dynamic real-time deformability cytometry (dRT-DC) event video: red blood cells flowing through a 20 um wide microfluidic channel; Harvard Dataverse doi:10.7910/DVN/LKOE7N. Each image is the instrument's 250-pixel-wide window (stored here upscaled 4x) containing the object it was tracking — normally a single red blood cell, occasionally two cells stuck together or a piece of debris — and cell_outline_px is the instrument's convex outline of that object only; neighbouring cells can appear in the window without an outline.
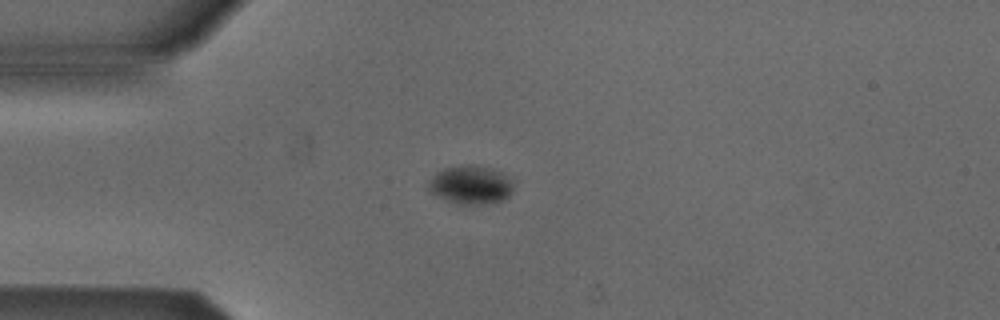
{"species": "Egyptian fruit bat (a non-hibernating species)", "species_latin": "Rousettus aegyptiacus", "temperature_condition": "cold", "stored_images_in_passage": 5, "camera_frame_rate_fps": 3000, "um_per_image_px": 0.085, "animal": {"sex": "male"}, "frame": {"image": 1, "passage_image": 3, "time_ms": 3.333, "image_size_px": [1000, 320], "cell_outline_px": [[512, 192], [504, 200], [496, 204], [456, 204], [432, 192], [428, 188], [428, 180], [436, 172], [444, 168], [464, 164], [472, 164], [492, 168], [500, 172], [512, 180]], "centroid_in_image_um": [40.03, 15.71], "position_along_channel_um": 45.0, "area_um2": 19.25}}
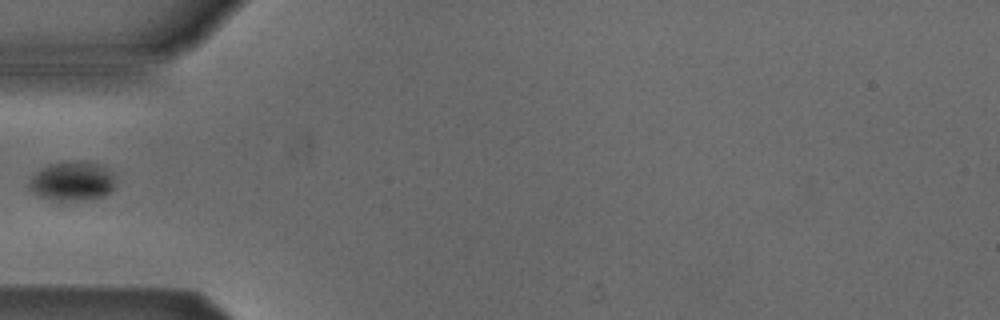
{"frame": {"image": 2, "passage_image": 4, "time_ms": 4.667, "image_size_px": [1000, 320], "cell_outline_px": [[116, 184], [112, 192], [104, 196], [72, 200], [52, 200], [40, 196], [32, 192], [28, 188], [28, 180], [40, 168], [48, 164], [60, 160], [84, 160], [104, 164], [116, 172]], "centroid_in_image_um": [6.2, 15.33], "position_along_channel_um": 78.8, "area_um2": 20.75}}
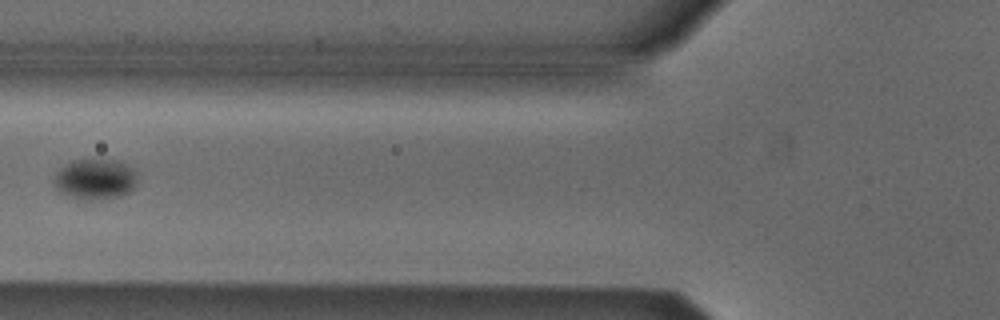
{"frame": {"image": 3, "passage_image": 5, "time_ms": 5.667, "image_size_px": [1000, 320], "cell_outline_px": [[136, 184], [128, 192], [120, 196], [92, 200], [76, 200], [56, 192], [52, 184], [52, 180], [56, 172], [64, 164], [72, 160], [116, 160], [132, 168], [136, 172]], "centroid_in_image_um": [7.99, 15.26], "position_along_channel_um": 117.8, "area_um2": 20.11}}